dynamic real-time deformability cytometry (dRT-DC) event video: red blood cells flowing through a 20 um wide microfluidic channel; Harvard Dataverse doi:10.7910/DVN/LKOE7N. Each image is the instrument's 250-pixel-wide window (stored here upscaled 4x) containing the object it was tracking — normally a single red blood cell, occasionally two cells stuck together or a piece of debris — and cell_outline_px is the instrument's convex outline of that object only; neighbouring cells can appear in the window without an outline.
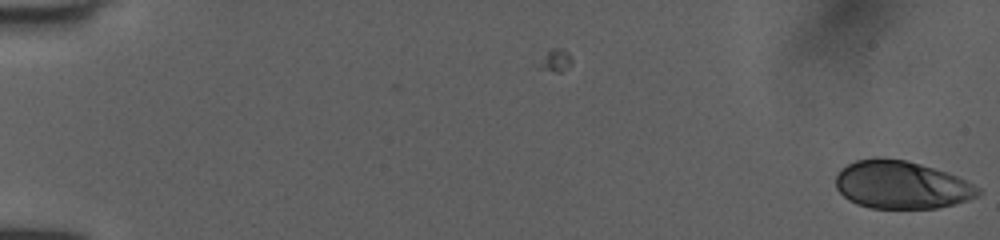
{"species": "human", "species_latin": "Homo sapiens", "temperature_condition": "room temperature", "stored_images_in_passage": 52, "camera_frame_rate_fps": 3000, "um_per_image_px": 0.085, "donor": {"sex": "female"}, "frame": {"image": 1, "passage_image": 1, "time_ms": 0.0, "image_size_px": [1000, 240], "cell_outline_px": [[980, 192], [976, 196], [968, 200], [936, 208], [872, 208], [856, 204], [848, 200], [836, 188], [836, 176], [848, 164], [856, 160], [876, 156], [904, 160], [920, 164], [956, 176], [980, 188]], "centroid_in_image_um": [76.58, 15.71], "position_along_channel_um": 8.4, "area_um2": 39.3}}
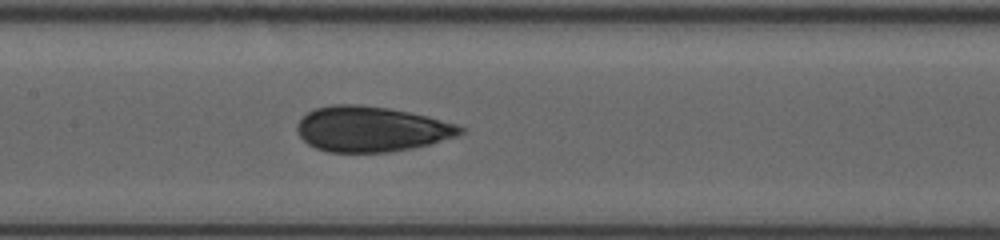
{"frame": {"image": 2, "passage_image": 27, "time_ms": 8.667, "image_size_px": [1000, 240], "cell_outline_px": [[464, 132], [456, 136], [428, 144], [412, 148], [388, 152], [328, 152], [316, 148], [308, 144], [300, 136], [296, 128], [300, 120], [308, 112], [316, 108], [332, 104], [360, 104], [388, 108], [428, 116], [456, 124], [464, 128]], "centroid_in_image_um": [31.55, 10.96], "position_along_channel_um": 175.9, "area_um2": 42.89}}
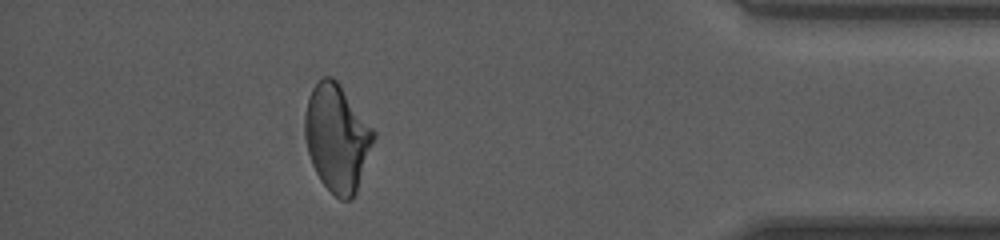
{"frame": {"image": 3, "passage_image": 47, "time_ms": 15.333, "image_size_px": [1000, 240], "cell_outline_px": [[376, 136], [356, 192], [352, 200], [340, 200], [320, 180], [312, 164], [308, 152], [304, 132], [304, 120], [308, 96], [312, 88], [324, 76], [332, 76], [340, 84], [376, 132]], "centroid_in_image_um": [28.65, 11.71], "position_along_channel_um": 406.6, "area_um2": 42.77}, "authors_computed_cell_mechanics": {"area_um2": 42.1362, "velocity_mm_per_s": 4.0379, "shape_relaxation_time_tau1_ms": 7.9898, "shape_relaxation_time_tau2_ms": 1.2175, "deformation_change_tau1": 0.1921, "deformation_change_tau2": 0.0568}}